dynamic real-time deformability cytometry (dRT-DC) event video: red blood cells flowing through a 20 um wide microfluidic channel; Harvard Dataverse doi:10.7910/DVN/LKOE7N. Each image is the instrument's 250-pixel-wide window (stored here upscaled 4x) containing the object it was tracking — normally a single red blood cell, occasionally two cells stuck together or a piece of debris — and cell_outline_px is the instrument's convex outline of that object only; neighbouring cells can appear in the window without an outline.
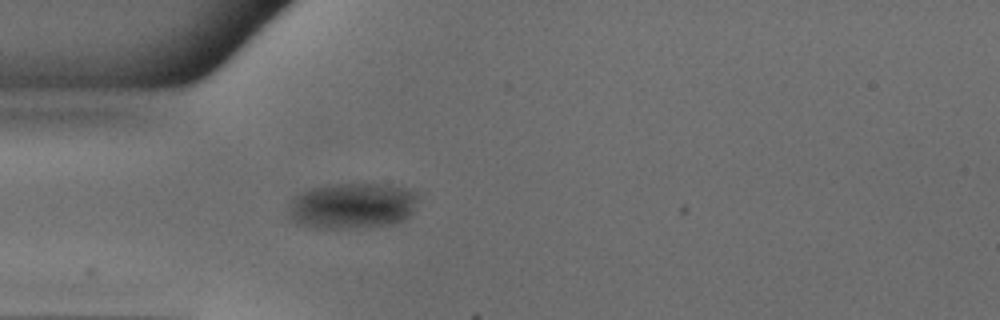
{"species": "common noctule bat (a hibernating species)", "species_latin": "Nyctalus noctula", "temperature_condition": "warm", "stored_images_in_passage": 37, "camera_frame_rate_fps": 3000, "um_per_image_px": 0.085, "animal": {"sex": "male", "body_mass_g": 18.8}, "frame": {"image": 1, "passage_image": 1, "time_ms": 0.0, "image_size_px": [1000, 320], "cell_outline_px": [[416, 200], [412, 212], [408, 220], [396, 224], [348, 228], [312, 228], [296, 224], [288, 216], [288, 204], [300, 192], [312, 188], [336, 184], [388, 184], [404, 188], [412, 192], [416, 196]], "centroid_in_image_um": [29.9, 17.51], "position_along_channel_um": 55.1, "area_um2": 34.85}}
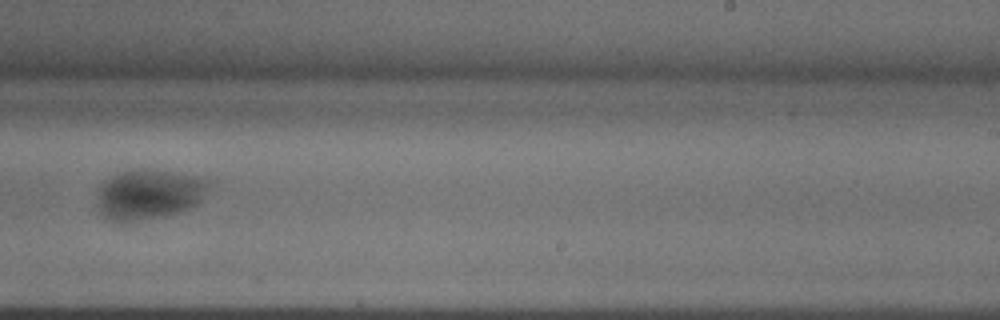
{"frame": {"image": 2, "passage_image": 18, "time_ms": 5.667, "image_size_px": [1000, 320], "cell_outline_px": [[204, 184], [196, 204], [188, 208], [164, 216], [136, 220], [108, 220], [104, 216], [100, 208], [100, 188], [112, 176], [120, 172], [144, 168], [164, 172], [200, 180]], "centroid_in_image_um": [12.52, 16.54], "position_along_channel_um": 276.5, "area_um2": 30.0}}
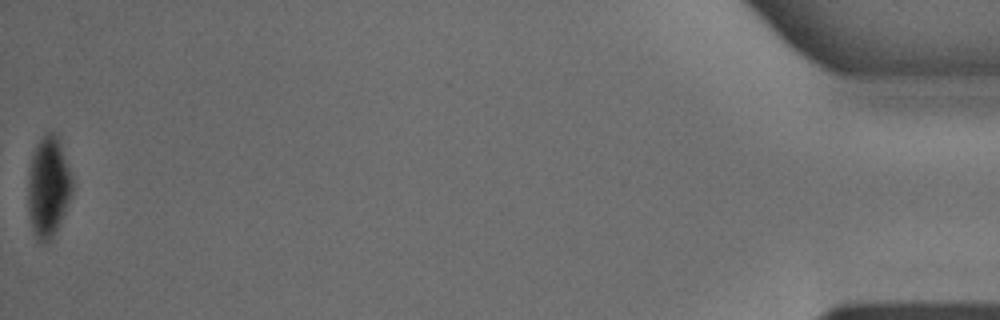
{"frame": {"image": 3, "passage_image": 37, "time_ms": 12.0, "image_size_px": [1000, 320], "cell_outline_px": [[72, 196], [60, 224], [52, 240], [48, 244], [40, 244], [36, 240], [32, 228], [28, 212], [28, 184], [32, 156], [44, 132], [52, 132], [60, 136], [72, 176]], "centroid_in_image_um": [4.14, 15.93], "position_along_channel_um": 431.1, "area_um2": 26.53}, "authors_computed_cell_mechanics": {"area_um2": 29.4202, "velocity_mm_per_s": 3.9969, "shape_relaxation_time_tau1_ms": null, "shape_relaxation_time_tau2_ms": 4.0357, "deformation_change_tau1": null, "deformation_change_tau2": 0.0427}}